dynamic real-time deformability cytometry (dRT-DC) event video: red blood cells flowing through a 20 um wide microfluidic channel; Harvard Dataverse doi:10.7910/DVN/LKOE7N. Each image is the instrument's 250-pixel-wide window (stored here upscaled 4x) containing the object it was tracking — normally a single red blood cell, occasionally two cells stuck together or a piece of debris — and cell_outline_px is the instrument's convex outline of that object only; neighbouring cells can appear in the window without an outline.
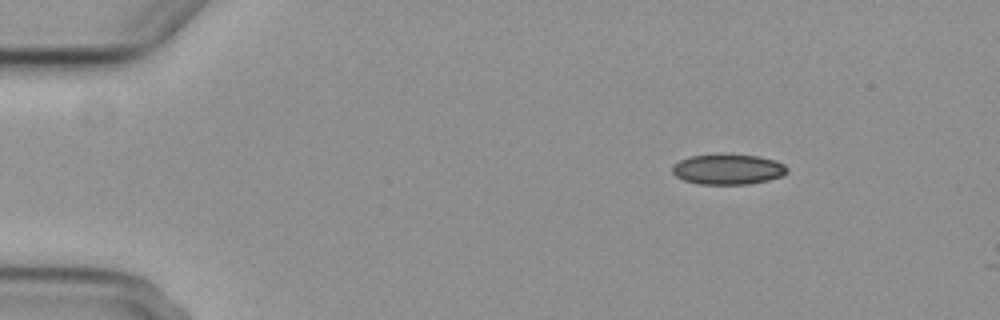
{"species": "common noctule bat (a hibernating species)", "species_latin": "Nyctalus noctula", "temperature_condition": "cold", "stored_images_in_passage": 4, "camera_frame_rate_fps": 3000, "um_per_image_px": 0.085, "animal": {"sex": "female", "body_mass_g": 29.2, "forearm_length_mm": 56.3}, "frame": {"image": 1, "passage_image": 2, "time_ms": 1.333, "image_size_px": [1000, 320], "cell_outline_px": [[788, 172], [780, 176], [768, 180], [748, 184], [700, 184], [684, 180], [676, 176], [672, 172], [672, 168], [680, 160], [692, 156], [756, 156], [772, 160], [784, 164], [788, 168]], "centroid_in_image_um": [61.89, 14.42], "position_along_channel_um": 23.1, "area_um2": 19.54}}
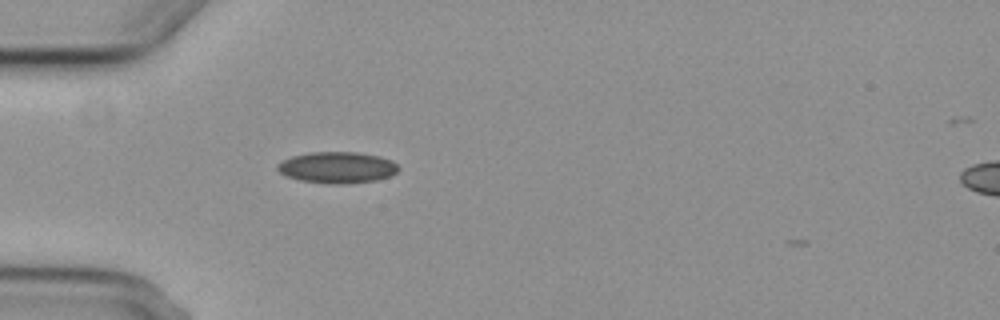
{"frame": {"image": 2, "passage_image": 4, "time_ms": 4.333, "image_size_px": [1000, 320], "cell_outline_px": [[400, 168], [392, 176], [376, 180], [348, 184], [328, 184], [300, 180], [284, 176], [276, 168], [276, 164], [292, 156], [308, 152], [356, 152], [380, 156], [392, 160]], "centroid_in_image_um": [28.67, 14.24], "position_along_channel_um": 56.3, "area_um2": 22.37}}